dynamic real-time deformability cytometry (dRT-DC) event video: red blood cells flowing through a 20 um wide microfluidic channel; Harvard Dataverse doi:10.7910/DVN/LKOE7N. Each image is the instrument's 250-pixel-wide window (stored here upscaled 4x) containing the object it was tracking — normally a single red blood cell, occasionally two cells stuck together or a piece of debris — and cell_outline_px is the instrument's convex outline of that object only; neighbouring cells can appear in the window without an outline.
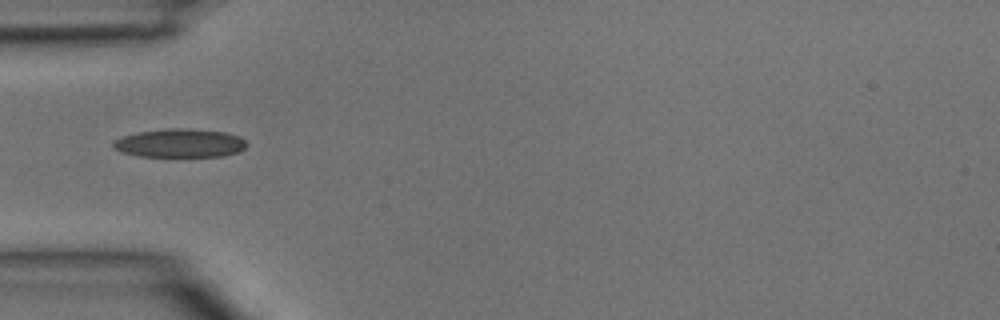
{"species": "common noctule bat (a hibernating species)", "species_latin": "Nyctalus noctula", "temperature_condition": "room temperature", "stored_images_in_passage": 4, "camera_frame_rate_fps": 3000, "um_per_image_px": 0.085, "animal": {"sex": "male", "body_mass_g": 15.6}, "frame": {"image": 1, "passage_image": 3, "time_ms": 0.667, "image_size_px": [1000, 320], "cell_outline_px": [[248, 144], [244, 148], [236, 152], [224, 156], [136, 156], [120, 152], [112, 144], [116, 140], [124, 136], [140, 132], [168, 128], [180, 128], [224, 132], [240, 136]], "centroid_in_image_um": [15.31, 12.17], "position_along_channel_um": 69.7, "area_um2": 21.91}}